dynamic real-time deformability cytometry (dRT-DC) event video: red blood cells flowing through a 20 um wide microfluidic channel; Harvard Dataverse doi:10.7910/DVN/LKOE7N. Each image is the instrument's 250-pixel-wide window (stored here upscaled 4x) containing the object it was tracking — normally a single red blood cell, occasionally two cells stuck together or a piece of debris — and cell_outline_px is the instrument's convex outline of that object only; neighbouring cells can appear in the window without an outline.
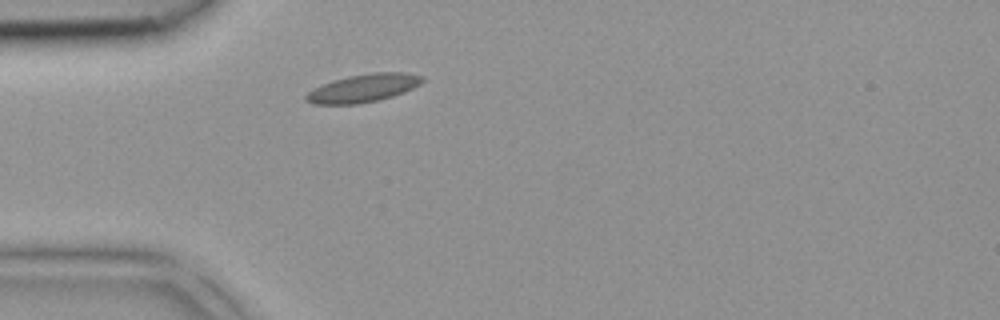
{"species": "common noctule bat (a hibernating species)", "species_latin": "Nyctalus noctula", "temperature_condition": "room temperature", "stored_images_in_passage": 26, "camera_frame_rate_fps": 3000, "um_per_image_px": 0.085, "animal": {"sex": "female", "body_mass_g": 18.4}, "frame": {"image": 1, "passage_image": 1, "time_ms": 0.0, "image_size_px": [1000, 320], "cell_outline_px": [[424, 80], [420, 84], [404, 92], [380, 100], [356, 104], [312, 104], [304, 100], [304, 96], [312, 88], [320, 84], [332, 80], [348, 76], [372, 72], [408, 72], [424, 76]], "centroid_in_image_um": [30.85, 7.48], "position_along_channel_um": 54.1, "area_um2": 19.31}}
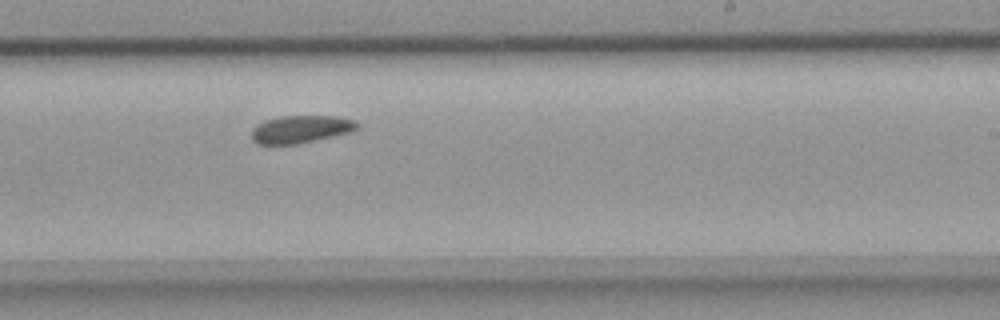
{"frame": {"image": 2, "passage_image": 15, "time_ms": 4.667, "image_size_px": [1000, 320], "cell_outline_px": [[360, 128], [352, 132], [296, 144], [256, 144], [252, 140], [252, 128], [256, 124], [264, 120], [280, 116], [336, 116], [352, 120], [360, 124]], "centroid_in_image_um": [25.56, 10.98], "position_along_channel_um": 263.4, "area_um2": 17.11}}
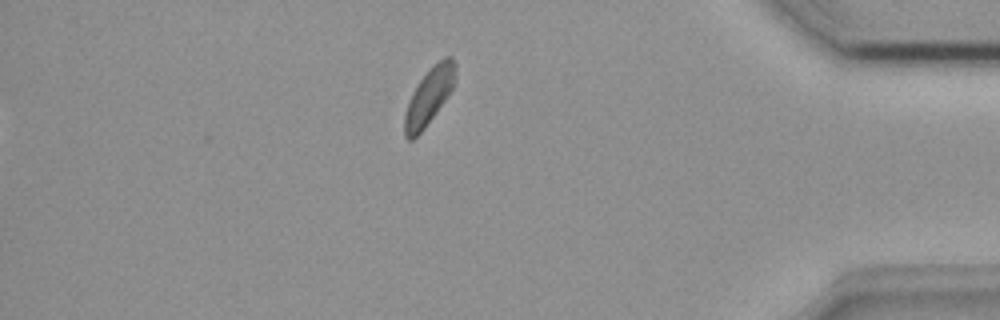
{"frame": {"image": 3, "passage_image": 26, "time_ms": 8.333, "image_size_px": [1000, 320], "cell_outline_px": [[456, 80], [448, 96], [424, 128], [412, 140], [408, 140], [404, 136], [404, 116], [412, 92], [420, 80], [432, 64], [444, 56], [452, 56], [456, 64]], "centroid_in_image_um": [36.49, 8.13], "position_along_channel_um": 398.7, "area_um2": 16.76}}